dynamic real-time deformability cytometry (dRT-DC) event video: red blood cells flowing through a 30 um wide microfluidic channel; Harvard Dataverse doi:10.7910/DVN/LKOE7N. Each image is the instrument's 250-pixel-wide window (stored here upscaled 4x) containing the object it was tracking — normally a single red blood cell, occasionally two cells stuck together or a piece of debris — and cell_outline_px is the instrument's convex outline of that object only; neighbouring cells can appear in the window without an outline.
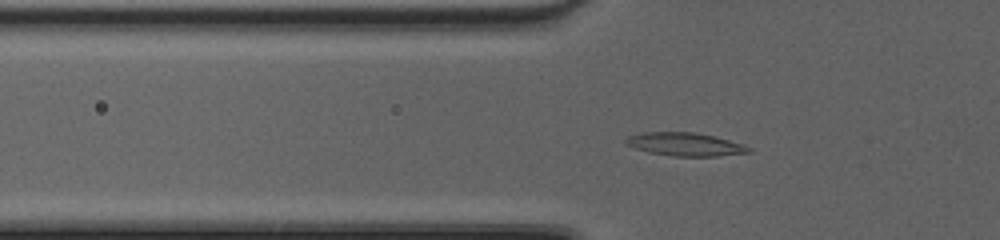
{"species": "common noctule bat (a hibernating species)", "species_latin": "Nyctalus noctula", "temperature_condition": "cold", "stored_images_in_passage": 33, "camera_frame_rate_fps": 3000, "um_per_image_px": 0.085, "animal": {"sex": "female", "body_mass_g": 20.0, "forearm_length_mm": 54.0}, "frame": {"image": 1, "passage_image": 2, "time_ms": 0.333, "image_size_px": [1000, 240], "cell_outline_px": [[752, 152], [716, 156], [672, 156], [648, 152], [624, 144], [624, 140], [628, 136], [644, 132], [696, 132], [744, 144], [752, 148]], "centroid_in_image_um": [58.23, 12.26], "position_along_channel_um": 67.6, "area_um2": 16.65}}
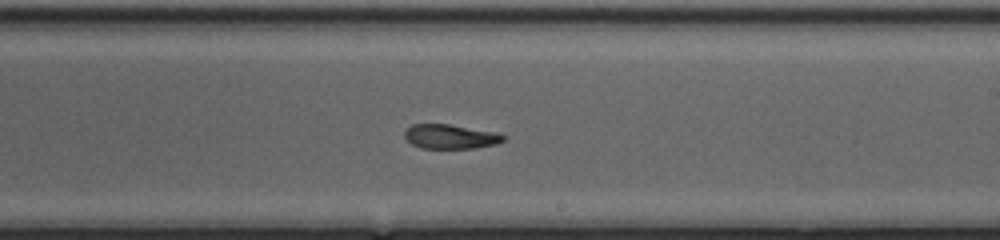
{"frame": {"image": 2, "passage_image": 15, "time_ms": 4.667, "image_size_px": [1000, 240], "cell_outline_px": [[508, 136], [504, 140], [496, 144], [476, 148], [420, 148], [412, 144], [404, 136], [404, 128], [412, 124], [448, 124], [496, 132]], "centroid_in_image_um": [38.28, 11.6], "position_along_channel_um": 250.7, "area_um2": 14.16}}
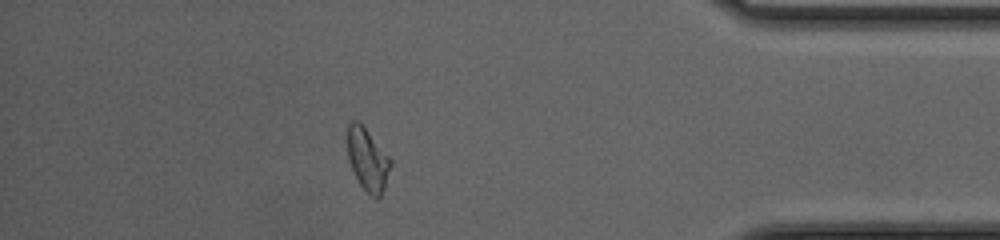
{"frame": {"image": 3, "passage_image": 28, "time_ms": 9.0, "image_size_px": [1000, 240], "cell_outline_px": [[392, 164], [384, 188], [380, 196], [376, 200], [360, 184], [352, 168], [348, 156], [348, 124], [352, 120], [356, 120], [364, 128], [392, 160]], "centroid_in_image_um": [31.26, 13.58], "position_along_channel_um": 403.9, "area_um2": 15.2}, "authors_computed_cell_mechanics": {"area_um2": 15.0858, "velocity_mm_per_s": 4.2989, "shape_relaxation_time_tau1_ms": 11.2015, "shape_relaxation_time_tau2_ms": 5.0216, "deformation_change_tau1": 0.3666, "deformation_change_tau2": 0.127}}